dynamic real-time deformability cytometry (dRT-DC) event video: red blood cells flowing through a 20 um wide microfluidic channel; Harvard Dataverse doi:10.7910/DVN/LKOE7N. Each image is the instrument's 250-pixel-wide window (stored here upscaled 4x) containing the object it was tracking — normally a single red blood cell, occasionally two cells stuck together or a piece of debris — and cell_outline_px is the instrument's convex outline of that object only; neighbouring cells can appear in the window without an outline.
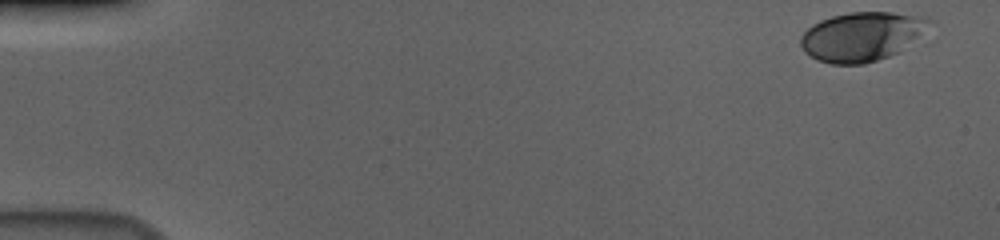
{"species": "human", "species_latin": "Homo sapiens", "temperature_condition": "cold", "stored_images_in_passage": 55, "camera_frame_rate_fps": 3000, "um_per_image_px": 0.085, "donor": {"sex": "male"}, "frame": {"image": 1, "passage_image": 1, "time_ms": 0.0, "image_size_px": [1000, 240], "cell_outline_px": [[932, 20], [900, 52], [864, 64], [832, 64], [816, 60], [804, 52], [800, 44], [800, 36], [812, 24], [820, 20], [832, 16], [852, 12], [892, 12], [924, 16]], "centroid_in_image_um": [73.17, 3.1], "position_along_channel_um": 11.8, "area_um2": 36.41}}
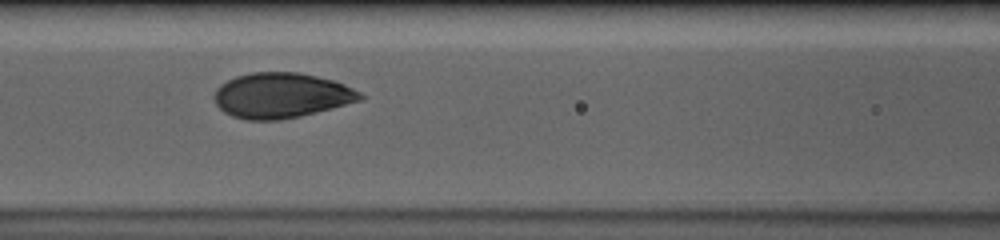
{"frame": {"image": 2, "passage_image": 24, "time_ms": 7.667, "image_size_px": [1000, 240], "cell_outline_px": [[364, 96], [360, 100], [316, 112], [300, 116], [280, 120], [248, 120], [232, 116], [224, 112], [216, 104], [212, 96], [216, 88], [220, 84], [236, 76], [252, 72], [300, 72], [332, 80], [344, 84], [360, 92]], "centroid_in_image_um": [23.86, 8.11], "position_along_channel_um": 142.7, "area_um2": 38.38}}
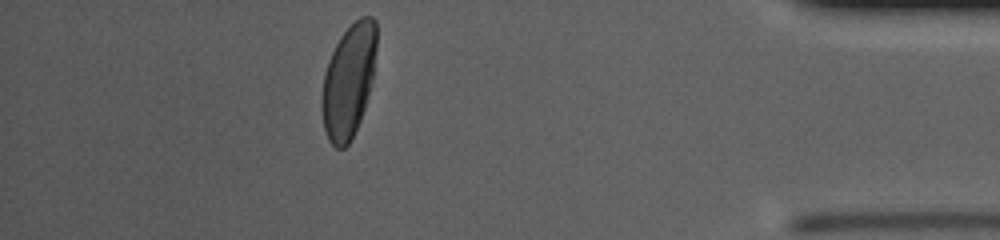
{"frame": {"image": 3, "passage_image": 49, "time_ms": 16.0, "image_size_px": [1000, 240], "cell_outline_px": [[376, 48], [372, 80], [364, 108], [360, 120], [348, 144], [344, 148], [336, 148], [328, 140], [324, 128], [320, 104], [320, 100], [324, 72], [328, 60], [340, 36], [360, 16], [372, 16], [376, 20]], "centroid_in_image_um": [29.61, 6.87], "position_along_channel_um": 405.6, "area_um2": 36.13}, "authors_computed_cell_mechanics": {"area_um2": 37.0498, "velocity_mm_per_s": 3.6614, "shape_relaxation_time_tau1_ms": 3.168, "shape_relaxation_time_tau2_ms": null, "deformation_change_tau1": 0.1578, "deformation_change_tau2": null}}